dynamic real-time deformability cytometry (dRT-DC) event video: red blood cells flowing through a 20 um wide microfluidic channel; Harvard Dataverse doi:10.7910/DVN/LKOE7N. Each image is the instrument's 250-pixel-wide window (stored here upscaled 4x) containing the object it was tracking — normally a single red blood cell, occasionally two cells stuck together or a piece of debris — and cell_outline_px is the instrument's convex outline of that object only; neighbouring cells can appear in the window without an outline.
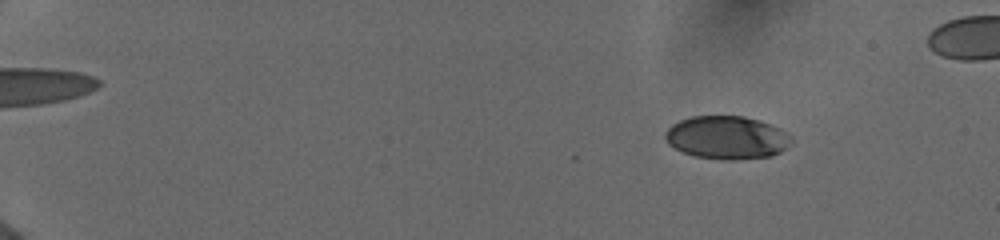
{"species": "human", "species_latin": "Homo sapiens", "temperature_condition": "cold", "stored_images_in_passage": 14, "camera_frame_rate_fps": 3000, "um_per_image_px": 0.085, "donor": {"sex": "female"}, "frame": {"image": 1, "passage_image": 5, "time_ms": 2.667, "image_size_px": [1000, 240], "cell_outline_px": [[792, 144], [780, 152], [772, 156], [732, 160], [720, 160], [696, 156], [684, 152], [668, 144], [664, 136], [664, 132], [672, 124], [680, 120], [692, 116], [744, 116], [760, 120], [780, 128], [792, 136]], "centroid_in_image_um": [61.81, 11.69], "position_along_channel_um": 23.2, "area_um2": 31.91}}
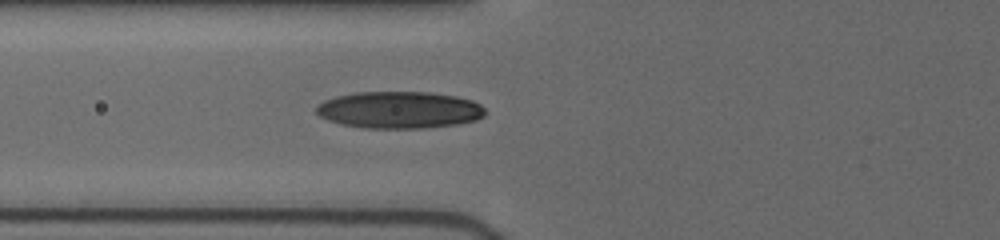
{"frame": {"image": 2, "passage_image": 14, "time_ms": 8.0, "image_size_px": [1000, 240], "cell_outline_px": [[488, 112], [484, 116], [476, 120], [456, 124], [424, 128], [364, 128], [340, 124], [328, 120], [320, 116], [316, 112], [316, 108], [324, 100], [336, 96], [356, 92], [428, 92], [456, 96], [472, 100], [480, 104]], "centroid_in_image_um": [33.96, 9.34], "position_along_channel_um": 91.8, "area_um2": 36.47}}